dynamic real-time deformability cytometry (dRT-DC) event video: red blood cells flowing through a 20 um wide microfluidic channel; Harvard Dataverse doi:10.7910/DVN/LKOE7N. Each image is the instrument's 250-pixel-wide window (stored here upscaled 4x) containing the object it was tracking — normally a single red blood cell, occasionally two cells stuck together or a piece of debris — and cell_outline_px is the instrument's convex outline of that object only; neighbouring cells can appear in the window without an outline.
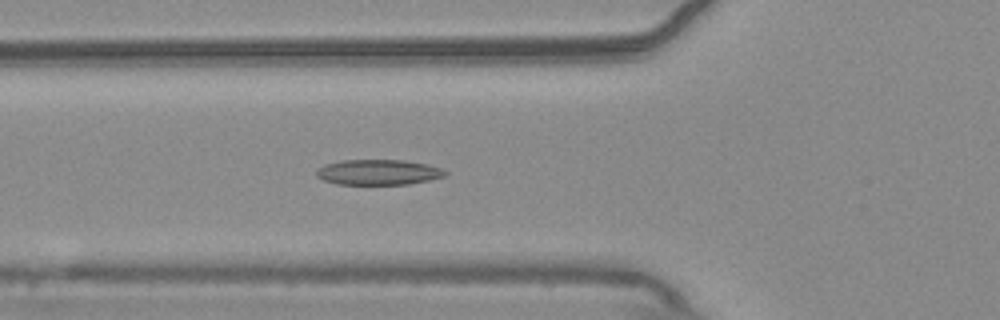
{"species": "common noctule bat (a hibernating species)", "species_latin": "Nyctalus noctula", "temperature_condition": "warm", "stored_images_in_passage": 55, "camera_frame_rate_fps": 3000, "um_per_image_px": 0.085, "animal": {"sex": "male", "body_mass_g": 20.4}, "frame": {"image": 1, "passage_image": 20, "time_ms": 6.333, "image_size_px": [1000, 320], "cell_outline_px": [[448, 172], [444, 176], [428, 180], [408, 184], [336, 184], [324, 180], [316, 176], [316, 168], [324, 164], [340, 160], [404, 160], [428, 164], [440, 168]], "centroid_in_image_um": [32.11, 14.63], "position_along_channel_um": 93.7, "area_um2": 19.07}}
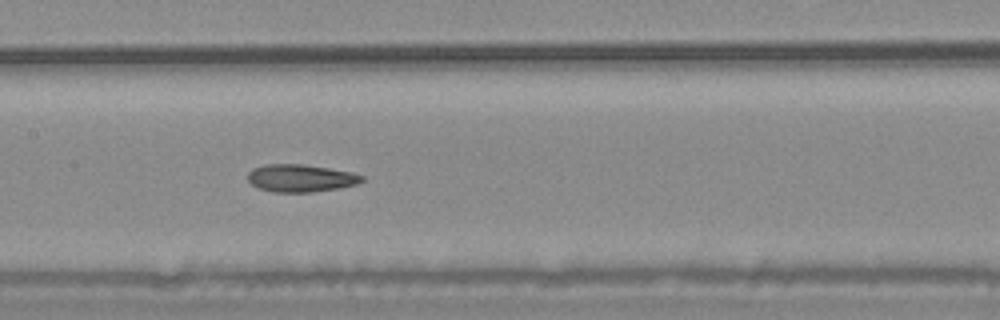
{"frame": {"image": 2, "passage_image": 27, "time_ms": 8.667, "image_size_px": [1000, 320], "cell_outline_px": [[364, 180], [356, 184], [340, 188], [312, 192], [272, 192], [256, 188], [248, 180], [248, 172], [252, 168], [264, 164], [304, 164], [352, 172], [364, 176]], "centroid_in_image_um": [25.53, 15.14], "position_along_channel_um": 181.9, "area_um2": 18.5}}
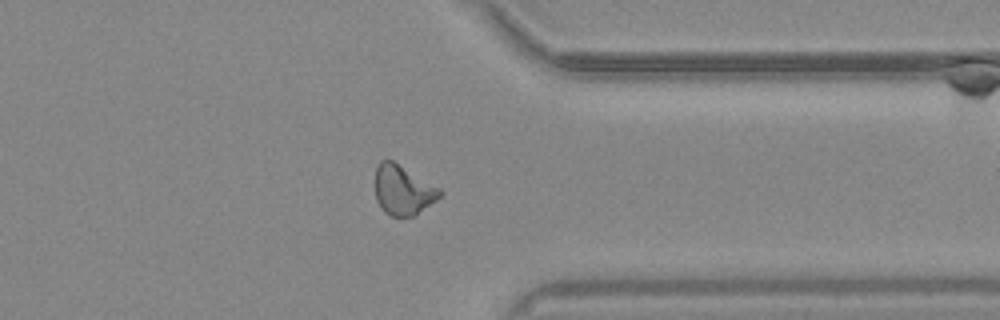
{"frame": {"image": 3, "passage_image": 43, "time_ms": 14.0, "image_size_px": [1000, 320], "cell_outline_px": [[444, 192], [436, 200], [412, 216], [392, 216], [384, 212], [376, 200], [376, 168], [380, 160], [392, 160], [440, 188]], "centroid_in_image_um": [34.24, 16.15], "position_along_channel_um": 377.2, "area_um2": 18.44}, "authors_computed_cell_mechanics": {"area_um2": 19.1896, "velocity_mm_per_s": 3.7584, "shape_relaxation_time_tau1_ms": null, "shape_relaxation_time_tau2_ms": 3.2227, "deformation_change_tau1": null, "deformation_change_tau2": 0.1124}}